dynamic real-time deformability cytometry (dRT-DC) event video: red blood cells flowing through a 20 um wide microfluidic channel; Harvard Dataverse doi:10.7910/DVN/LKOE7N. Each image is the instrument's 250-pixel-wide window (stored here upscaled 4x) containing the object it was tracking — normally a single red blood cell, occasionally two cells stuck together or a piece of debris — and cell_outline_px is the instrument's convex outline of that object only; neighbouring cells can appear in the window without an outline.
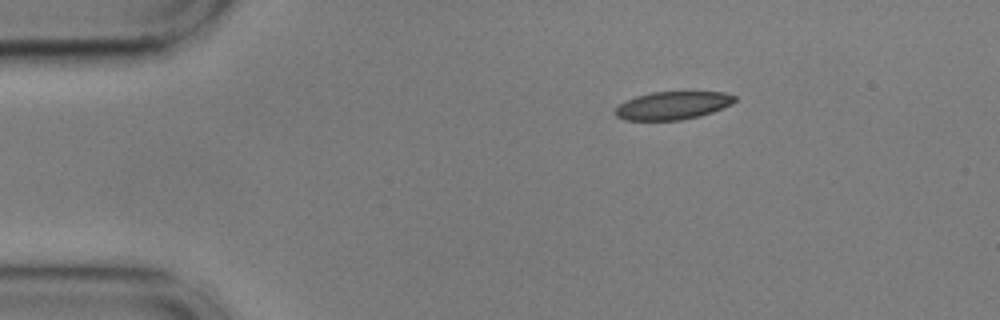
{"species": "common noctule bat (a hibernating species)", "species_latin": "Nyctalus noctula", "temperature_condition": "cold", "stored_images_in_passage": 47, "camera_frame_rate_fps": 3000, "um_per_image_px": 0.085, "animal": {"sex": "male", "body_mass_g": 17.9, "forearm_length_mm": 54.2}, "frame": {"image": 1, "passage_image": 1, "time_ms": 0.0, "image_size_px": [1000, 320], "cell_outline_px": [[736, 100], [732, 104], [712, 112], [700, 116], [680, 120], [624, 120], [616, 116], [612, 112], [620, 104], [636, 96], [652, 92], [724, 92], [736, 96]], "centroid_in_image_um": [57.17, 8.97], "position_along_channel_um": 27.8, "area_um2": 19.48}}
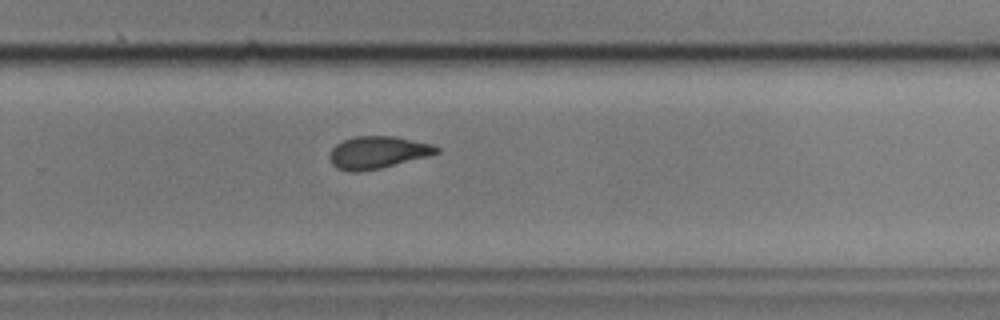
{"frame": {"image": 2, "passage_image": 28, "time_ms": 9.0, "image_size_px": [1000, 320], "cell_outline_px": [[440, 152], [428, 156], [380, 168], [360, 172], [348, 172], [336, 168], [332, 164], [328, 156], [332, 148], [336, 144], [344, 140], [356, 136], [396, 136], [432, 144], [440, 148]], "centroid_in_image_um": [32.08, 12.96], "position_along_channel_um": 297.7, "area_um2": 20.23}}
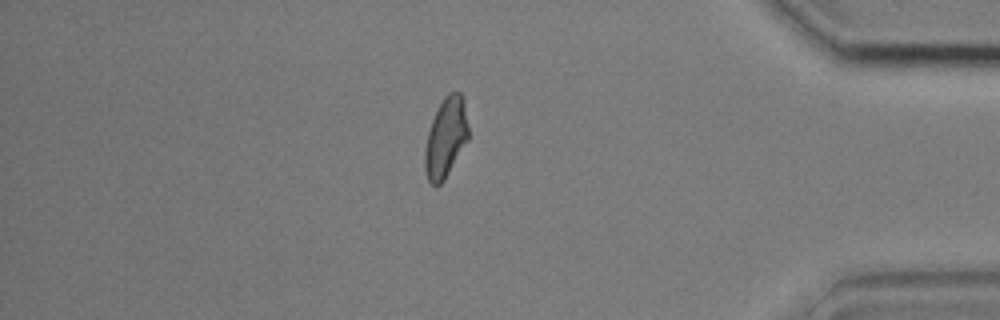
{"frame": {"image": 3, "passage_image": 39, "time_ms": 12.667, "image_size_px": [1000, 320], "cell_outline_px": [[468, 140], [444, 180], [436, 188], [428, 180], [424, 168], [424, 152], [428, 132], [432, 120], [444, 96], [448, 92], [460, 92], [464, 100], [468, 128]], "centroid_in_image_um": [37.88, 11.71], "position_along_channel_um": 397.3, "area_um2": 20.17}, "authors_computed_cell_mechanics": {"area_um2": 20.23, "velocity_mm_per_s": 3.615, "shape_relaxation_time_tau1_ms": 8.0338, "shape_relaxation_time_tau2_ms": 1.568, "deformation_change_tau1": 0.1897, "deformation_change_tau2": 0.0725}}